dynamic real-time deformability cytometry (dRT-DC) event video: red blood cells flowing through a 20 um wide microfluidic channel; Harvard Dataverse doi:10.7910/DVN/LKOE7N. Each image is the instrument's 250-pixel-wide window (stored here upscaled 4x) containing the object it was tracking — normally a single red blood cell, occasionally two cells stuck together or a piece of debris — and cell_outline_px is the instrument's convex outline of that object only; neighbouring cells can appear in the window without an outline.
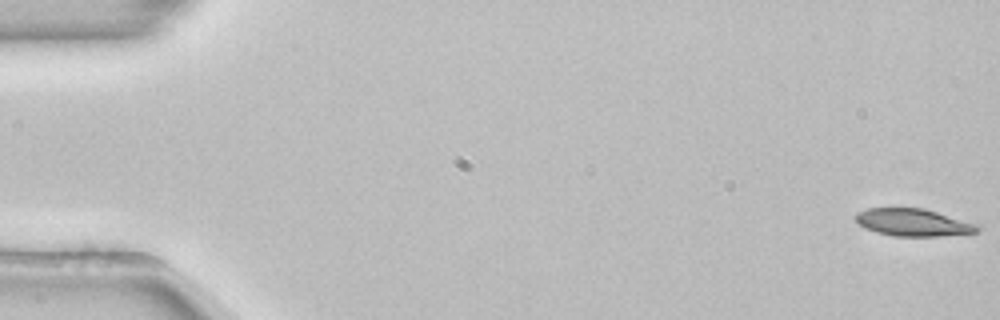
{"species": "common noctule bat (a hibernating species)", "species_latin": "Nyctalus noctula", "temperature_condition": "room temperature", "stored_images_in_passage": 54, "camera_frame_rate_fps": 3000, "um_per_image_px": 0.085, "animal": {"sex": "female", "body_mass_g": 22.7, "forearm_length_mm": 54.2}, "frame": {"image": 1, "passage_image": 1, "time_ms": 0.0, "image_size_px": [1000, 320], "cell_outline_px": [[980, 228], [976, 232], [940, 236], [892, 236], [876, 232], [860, 224], [856, 220], [856, 216], [860, 212], [868, 208], [924, 208], [976, 224]], "centroid_in_image_um": [77.62, 18.91], "position_along_channel_um": 7.4, "area_um2": 19.02}}
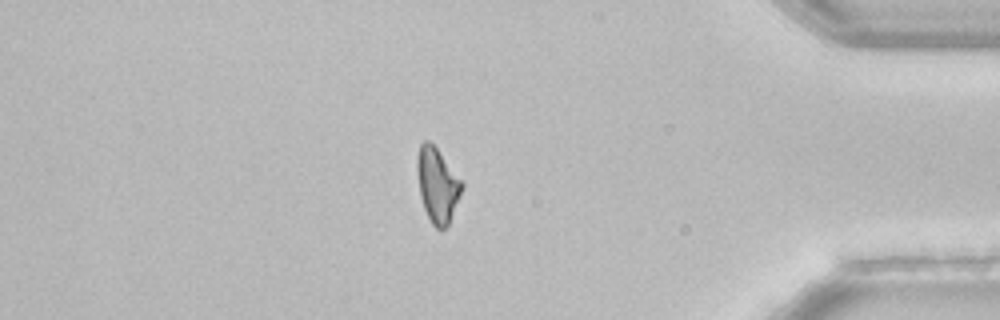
{"frame": {"image": 2, "passage_image": 46, "time_ms": 15.0, "image_size_px": [1000, 320], "cell_outline_px": [[464, 184], [448, 224], [444, 228], [436, 228], [432, 224], [424, 208], [420, 196], [416, 172], [416, 156], [420, 144], [424, 140], [428, 140], [436, 148]], "centroid_in_image_um": [37.13, 15.7], "position_along_channel_um": 398.1, "area_um2": 19.07}}
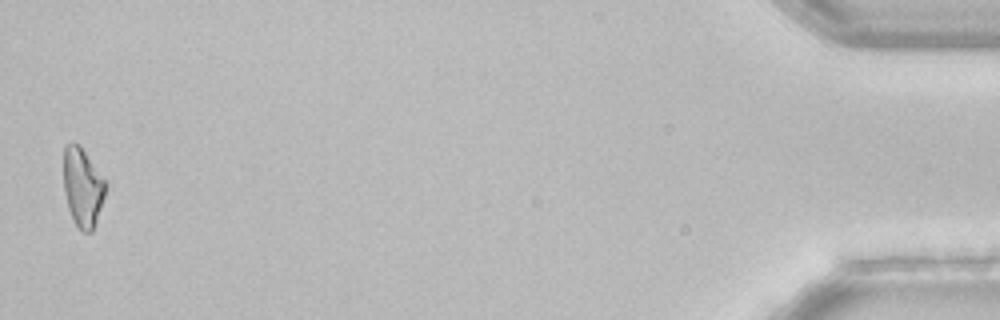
{"frame": {"image": 3, "passage_image": 53, "time_ms": 17.333, "image_size_px": [1000, 320], "cell_outline_px": [[108, 184], [92, 232], [84, 232], [76, 224], [68, 208], [64, 192], [64, 148], [72, 140], [80, 144]], "centroid_in_image_um": [7.02, 15.86], "position_along_channel_um": 428.2, "area_um2": 19.19}, "authors_computed_cell_mechanics": {"area_um2": 20.1433, "velocity_mm_per_s": 3.8726, "shape_relaxation_time_tau1_ms": 3.9086, "shape_relaxation_time_tau2_ms": null, "deformation_change_tau1": 0.1381, "deformation_change_tau2": null}}